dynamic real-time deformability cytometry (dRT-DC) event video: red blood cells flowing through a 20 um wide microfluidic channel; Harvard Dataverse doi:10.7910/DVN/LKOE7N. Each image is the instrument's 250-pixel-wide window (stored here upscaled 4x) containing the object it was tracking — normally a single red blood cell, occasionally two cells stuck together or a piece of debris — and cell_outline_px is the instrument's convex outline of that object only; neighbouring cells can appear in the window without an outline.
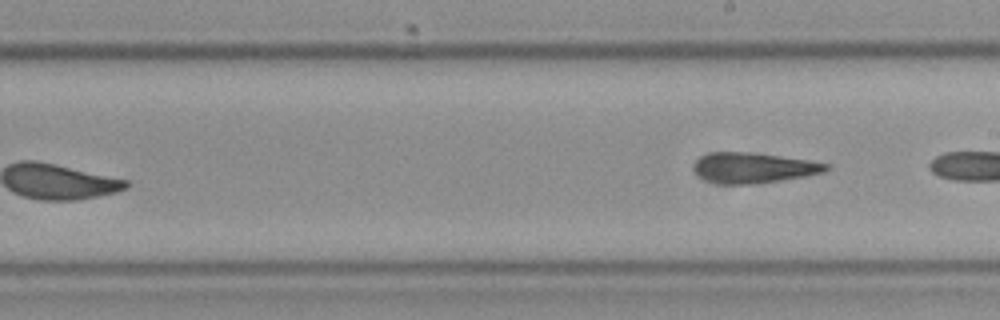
{"species": "Egyptian fruit bat (a non-hibernating species)", "species_latin": "Rousettus aegyptiacus", "temperature_condition": "cold", "stored_images_in_passage": 9, "camera_frame_rate_fps": 3000, "um_per_image_px": 0.085, "frame": {"image": 1, "passage_image": 9, "time_ms": 2.667, "image_size_px": [1000, 320], "cell_outline_px": [[832, 168], [824, 172], [804, 176], [756, 184], [720, 184], [708, 180], [700, 176], [696, 172], [696, 160], [700, 156], [712, 152], [756, 152], [808, 160], [832, 164]], "centroid_in_image_um": [64.12, 14.25], "position_along_channel_um": 224.9, "area_um2": 23.41}}